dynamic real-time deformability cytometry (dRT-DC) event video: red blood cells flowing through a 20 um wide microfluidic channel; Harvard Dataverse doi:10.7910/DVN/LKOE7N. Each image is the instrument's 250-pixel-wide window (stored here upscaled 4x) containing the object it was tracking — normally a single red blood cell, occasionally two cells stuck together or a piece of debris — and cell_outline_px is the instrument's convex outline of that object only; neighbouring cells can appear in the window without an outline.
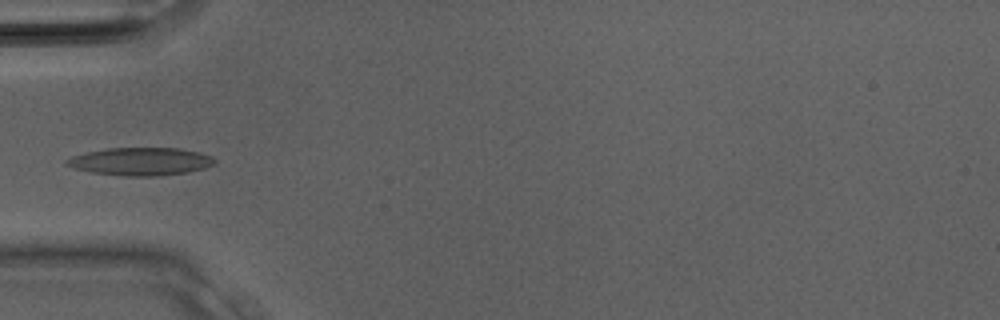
{"species": "Egyptian fruit bat (a non-hibernating species)", "species_latin": "Rousettus aegyptiacus", "temperature_condition": "room temperature", "stored_images_in_passage": 10, "camera_frame_rate_fps": 3000, "um_per_image_px": 0.085, "animal": {"sex": "male"}, "frame": {"image": 1, "passage_image": 7, "time_ms": 2.0, "image_size_px": [1000, 320], "cell_outline_px": [[216, 164], [204, 168], [188, 172], [160, 176], [124, 176], [92, 172], [72, 168], [64, 164], [64, 160], [72, 156], [88, 152], [108, 148], [180, 148], [200, 152], [212, 156], [216, 160]], "centroid_in_image_um": [11.97, 13.73], "position_along_channel_um": 73.0, "area_um2": 24.22}}
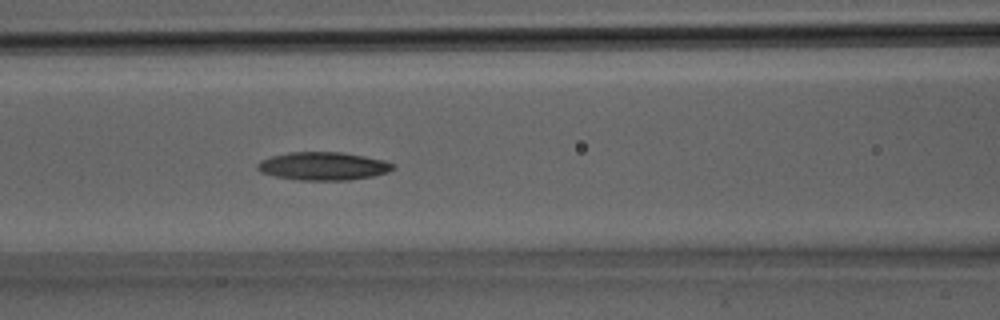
{"frame": {"image": 2, "passage_image": 10, "time_ms": 3.0, "image_size_px": [1000, 320], "cell_outline_px": [[396, 168], [388, 172], [372, 176], [348, 180], [300, 180], [276, 176], [260, 172], [256, 168], [256, 164], [260, 160], [272, 156], [288, 152], [340, 152], [364, 156], [384, 160], [392, 164]], "centroid_in_image_um": [27.45, 14.12], "position_along_channel_um": 139.2, "area_um2": 22.14}}